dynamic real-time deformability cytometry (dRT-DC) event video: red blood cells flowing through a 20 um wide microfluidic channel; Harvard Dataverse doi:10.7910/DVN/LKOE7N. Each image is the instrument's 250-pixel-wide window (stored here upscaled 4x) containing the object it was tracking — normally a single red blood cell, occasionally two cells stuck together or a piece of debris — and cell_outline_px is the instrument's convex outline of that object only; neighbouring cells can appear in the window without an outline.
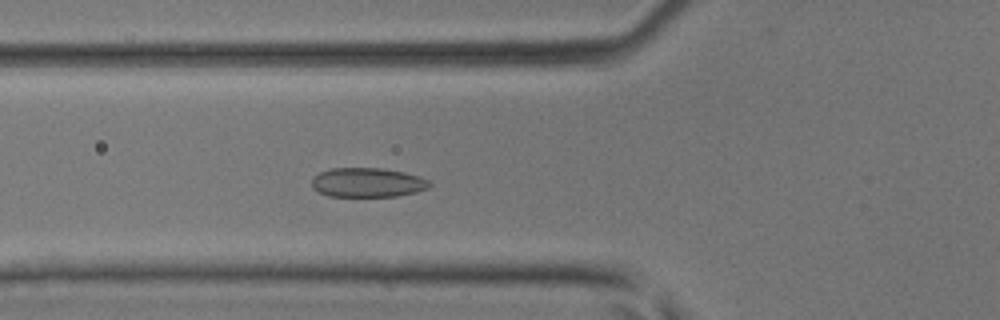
{"species": "common noctule bat (a hibernating species)", "species_latin": "Nyctalus noctula", "temperature_condition": "room temperature", "stored_images_in_passage": 46, "camera_frame_rate_fps": 3000, "um_per_image_px": 0.085, "animal": {"sex": "male", "body_mass_g": 17.9, "forearm_length_mm": 54.2}, "frame": {"image": 1, "passage_image": 17, "time_ms": 5.333, "image_size_px": [1000, 320], "cell_outline_px": [[432, 184], [428, 188], [416, 192], [396, 196], [328, 196], [312, 188], [312, 180], [320, 172], [332, 168], [384, 168], [404, 172], [420, 176], [428, 180]], "centroid_in_image_um": [31.27, 15.51], "position_along_channel_um": 94.5, "area_um2": 20.11}}
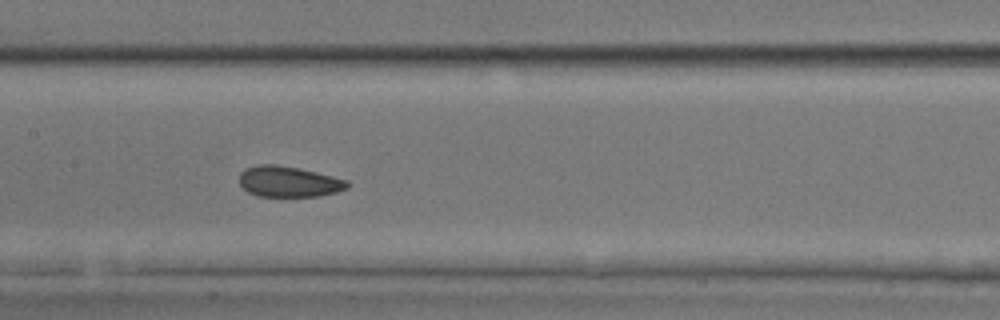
{"frame": {"image": 2, "passage_image": 23, "time_ms": 7.333, "image_size_px": [1000, 320], "cell_outline_px": [[348, 188], [336, 192], [320, 196], [260, 196], [248, 192], [240, 184], [240, 172], [244, 168], [260, 164], [276, 164], [300, 168], [348, 180]], "centroid_in_image_um": [24.53, 15.43], "position_along_channel_um": 182.9, "area_um2": 19.36}}
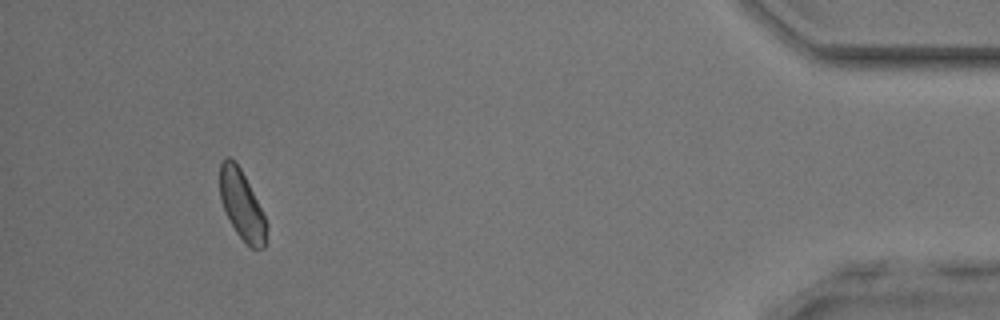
{"frame": {"image": 3, "passage_image": 43, "time_ms": 14.0, "image_size_px": [1000, 320], "cell_outline_px": [[268, 228], [264, 248], [252, 248], [244, 244], [236, 232], [220, 200], [220, 164], [224, 156], [228, 156], [240, 168], [268, 224]], "centroid_in_image_um": [20.55, 17.47], "position_along_channel_um": 414.6, "area_um2": 18.5}}